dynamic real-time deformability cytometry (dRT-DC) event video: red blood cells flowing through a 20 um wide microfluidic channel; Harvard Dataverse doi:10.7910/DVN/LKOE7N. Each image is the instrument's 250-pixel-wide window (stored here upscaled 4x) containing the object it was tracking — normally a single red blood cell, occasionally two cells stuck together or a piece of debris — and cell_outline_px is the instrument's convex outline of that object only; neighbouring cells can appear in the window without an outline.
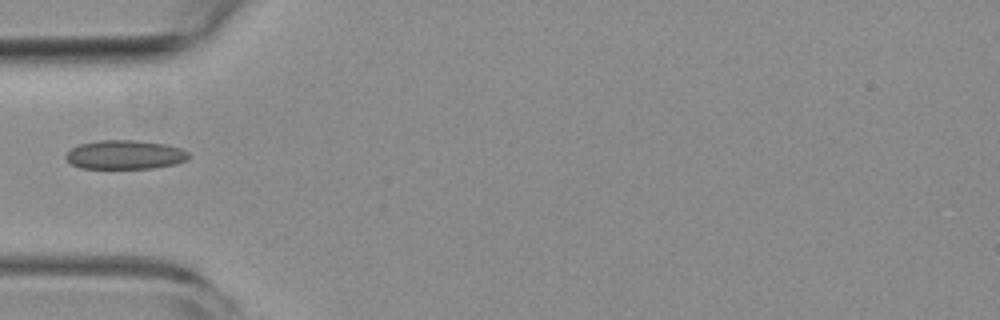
{"species": "common noctule bat (a hibernating species)", "species_latin": "Nyctalus noctula", "temperature_condition": "room temperature", "stored_images_in_passage": 5, "camera_frame_rate_fps": 3000, "um_per_image_px": 0.085, "animal": {"sex": "female", "body_mass_g": 19.3, "forearm_length_mm": 54.1}, "frame": {"image": 1, "passage_image": 5, "time_ms": 5.667, "image_size_px": [1000, 320], "cell_outline_px": [[188, 160], [176, 164], [152, 168], [80, 168], [72, 164], [64, 156], [72, 148], [80, 144], [100, 140], [136, 140], [164, 144], [180, 148], [188, 152]], "centroid_in_image_um": [10.63, 13.15], "position_along_channel_um": 74.4, "area_um2": 20.63}}